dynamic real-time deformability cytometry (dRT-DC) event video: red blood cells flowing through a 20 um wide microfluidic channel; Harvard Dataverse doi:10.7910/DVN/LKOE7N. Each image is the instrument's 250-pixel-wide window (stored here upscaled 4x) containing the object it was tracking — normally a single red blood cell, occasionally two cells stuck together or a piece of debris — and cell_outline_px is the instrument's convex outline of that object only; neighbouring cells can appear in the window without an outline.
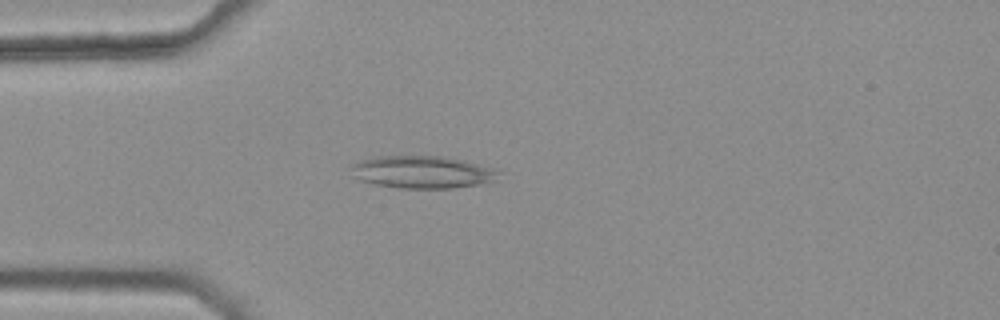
{"species": "common noctule bat (a hibernating species)", "species_latin": "Nyctalus noctula", "temperature_condition": "warm", "stored_images_in_passage": 4, "camera_frame_rate_fps": 3000, "um_per_image_px": 0.085, "animal": {"sex": "female", "body_mass_g": 25.1}, "frame": {"image": 1, "passage_image": 3, "time_ms": 0.667, "image_size_px": [1000, 320], "cell_outline_px": [[500, 172], [496, 180], [480, 184], [452, 188], [400, 188], [376, 184], [360, 180], [356, 176], [352, 168], [352, 164], [360, 160], [380, 156], [440, 156], [460, 160], [492, 168]], "centroid_in_image_um": [35.9, 14.63], "position_along_channel_um": 49.1, "area_um2": 27.4}}